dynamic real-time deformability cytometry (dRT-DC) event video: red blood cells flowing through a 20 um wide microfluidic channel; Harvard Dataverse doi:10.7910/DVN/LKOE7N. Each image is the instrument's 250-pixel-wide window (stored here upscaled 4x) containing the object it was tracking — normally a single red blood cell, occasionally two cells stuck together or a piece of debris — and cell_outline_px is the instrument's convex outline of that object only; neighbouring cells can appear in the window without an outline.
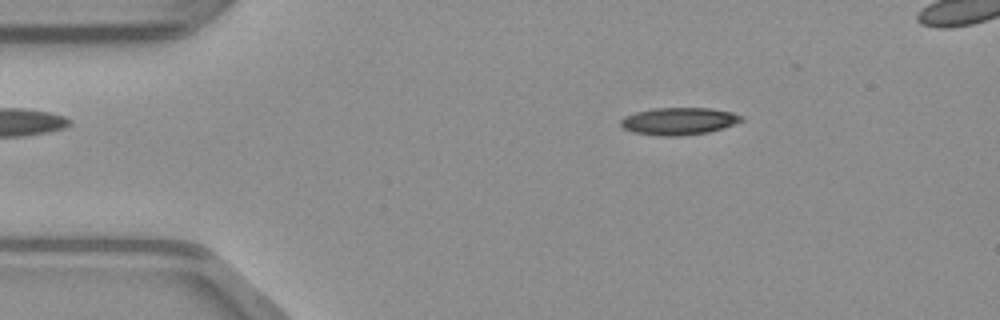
{"species": "common noctule bat (a hibernating species)", "species_latin": "Nyctalus noctula", "temperature_condition": "warm", "stored_images_in_passage": 45, "camera_frame_rate_fps": 3000, "um_per_image_px": 0.085, "animal": {"sex": "male", "body_mass_g": 23.1, "forearm_length_mm": 52.7}, "frame": {"image": 1, "passage_image": 7, "time_ms": 2.0, "image_size_px": [1000, 320], "cell_outline_px": [[744, 120], [724, 128], [708, 132], [680, 136], [656, 136], [632, 132], [624, 128], [620, 124], [620, 120], [624, 116], [636, 112], [652, 108], [708, 108], [732, 112], [744, 116]], "centroid_in_image_um": [57.7, 10.3], "position_along_channel_um": 27.3, "area_um2": 19.36}}
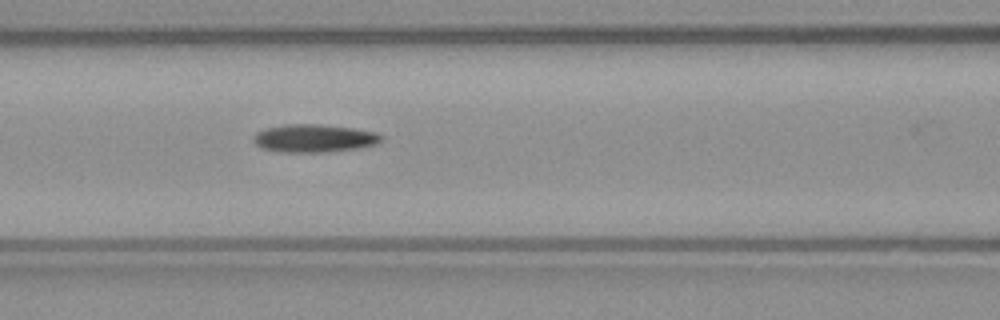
{"frame": {"image": 2, "passage_image": 19, "time_ms": 6.0, "image_size_px": [1000, 320], "cell_outline_px": [[384, 140], [380, 144], [360, 148], [324, 152], [284, 152], [264, 148], [256, 144], [252, 140], [252, 136], [256, 132], [264, 128], [284, 124], [320, 124], [352, 128], [376, 132], [384, 136]], "centroid_in_image_um": [26.74, 11.75], "position_along_channel_um": 139.9, "area_um2": 21.1}}
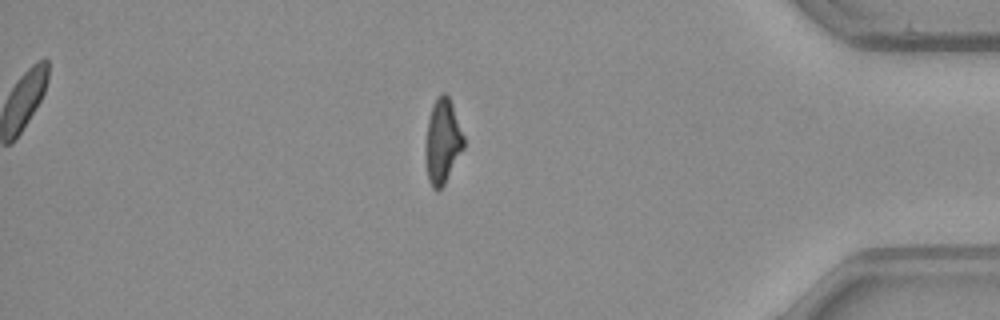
{"frame": {"image": 3, "passage_image": 40, "time_ms": 13.0, "image_size_px": [1000, 320], "cell_outline_px": [[464, 148], [444, 184], [440, 188], [432, 188], [428, 180], [424, 152], [424, 148], [428, 120], [432, 104], [436, 96], [440, 92], [444, 92], [448, 96], [452, 104], [464, 136]], "centroid_in_image_um": [37.6, 11.98], "position_along_channel_um": 397.6, "area_um2": 18.96}}